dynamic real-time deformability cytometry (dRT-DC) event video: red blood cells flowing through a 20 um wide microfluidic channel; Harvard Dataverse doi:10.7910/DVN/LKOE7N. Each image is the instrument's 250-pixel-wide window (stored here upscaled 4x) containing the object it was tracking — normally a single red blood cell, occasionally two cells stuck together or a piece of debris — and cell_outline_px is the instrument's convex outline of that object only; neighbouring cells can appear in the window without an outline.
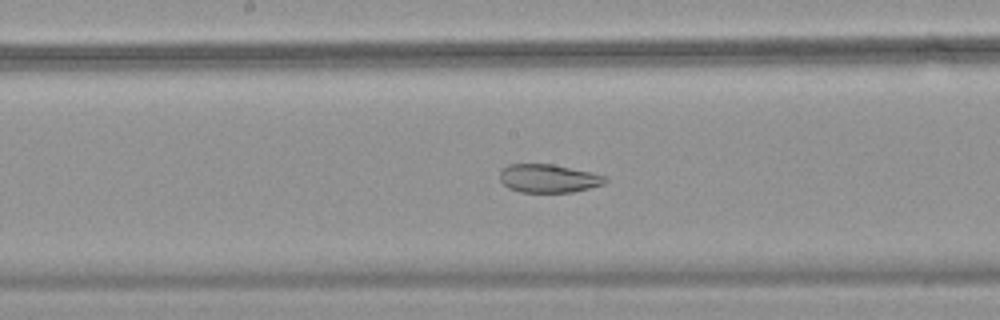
{"species": "common noctule bat (a hibernating species)", "species_latin": "Nyctalus noctula", "temperature_condition": "warm", "stored_images_in_passage": 55, "camera_frame_rate_fps": 3000, "um_per_image_px": 0.085, "animal": {"sex": "female", "body_mass_g": 18.4}, "frame": {"image": 1, "passage_image": 29, "time_ms": 9.333, "image_size_px": [1000, 320], "cell_outline_px": [[608, 180], [604, 184], [572, 192], [520, 192], [508, 188], [500, 180], [500, 172], [508, 164], [552, 164], [588, 172], [604, 176]], "centroid_in_image_um": [46.58, 15.17], "position_along_channel_um": 201.6, "area_um2": 17.17}}
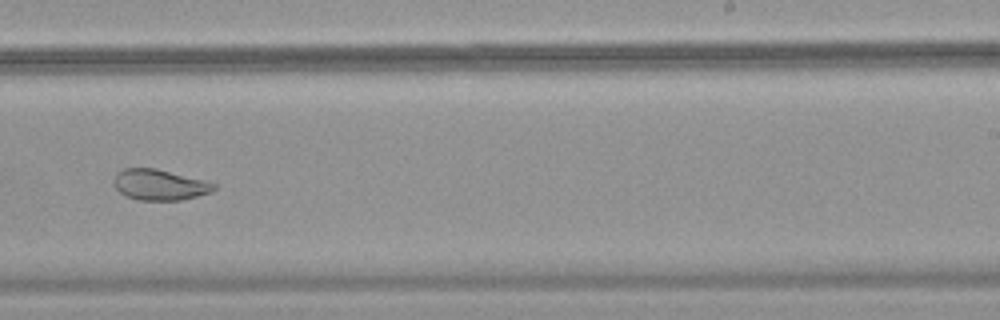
{"frame": {"image": 2, "passage_image": 35, "time_ms": 11.333, "image_size_px": [1000, 320], "cell_outline_px": [[216, 188], [212, 192], [180, 200], [140, 200], [124, 196], [116, 188], [112, 180], [116, 172], [124, 168], [156, 168], [204, 180], [216, 184]], "centroid_in_image_um": [13.53, 15.7], "position_along_channel_um": 275.5, "area_um2": 18.03}}
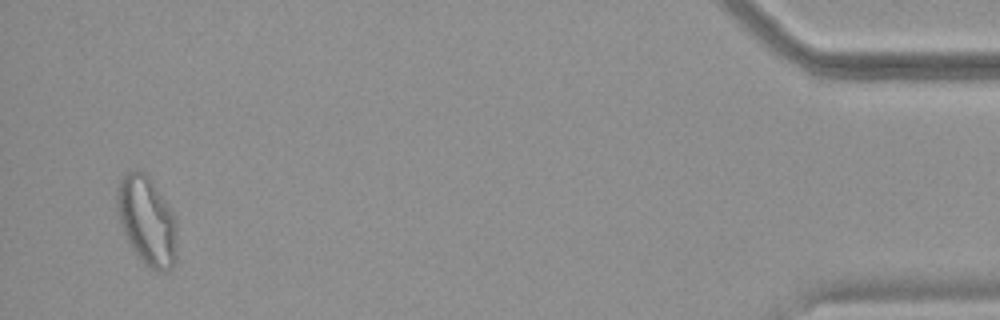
{"frame": {"image": 3, "passage_image": 53, "time_ms": 17.333, "image_size_px": [1000, 320], "cell_outline_px": [[176, 260], [172, 268], [168, 272], [160, 272], [148, 268], [144, 264], [132, 248], [124, 232], [120, 220], [116, 204], [116, 188], [124, 172], [136, 168], [144, 172], [148, 176], [172, 212], [176, 220]], "centroid_in_image_um": [12.48, 18.77], "position_along_channel_um": 422.7, "area_um2": 31.1}, "authors_computed_cell_mechanics": {"area_um2": 25.721, "velocity_mm_per_s": 3.7123, "shape_relaxation_time_tau1_ms": null, "shape_relaxation_time_tau2_ms": 1.8225, "deformation_change_tau1": null, "deformation_change_tau2": 0.0852}}